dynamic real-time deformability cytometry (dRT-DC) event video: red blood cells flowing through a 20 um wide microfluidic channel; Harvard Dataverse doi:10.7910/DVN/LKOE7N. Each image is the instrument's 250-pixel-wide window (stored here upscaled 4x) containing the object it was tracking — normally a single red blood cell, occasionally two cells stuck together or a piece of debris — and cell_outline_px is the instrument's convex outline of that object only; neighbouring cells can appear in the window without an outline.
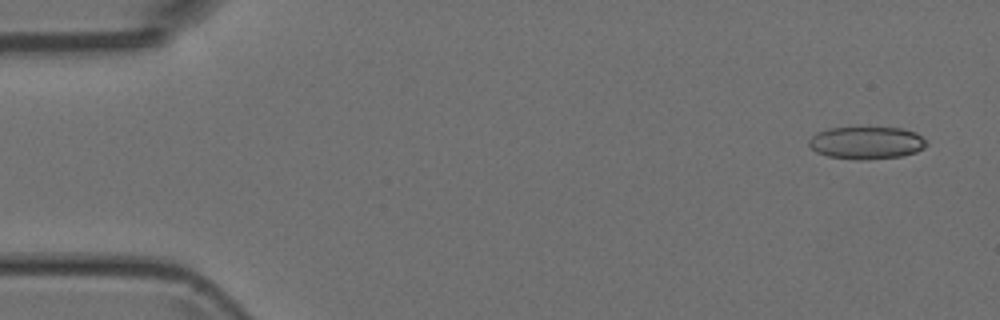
{"species": "Egyptian fruit bat (a non-hibernating species)", "species_latin": "Rousettus aegyptiacus", "temperature_condition": "room temperature", "stored_images_in_passage": 50, "camera_frame_rate_fps": 3000, "um_per_image_px": 0.085, "animal": {"sex": "female"}, "frame": {"image": 1, "passage_image": 2, "time_ms": 0.333, "image_size_px": [1000, 320], "cell_outline_px": [[928, 144], [924, 148], [916, 152], [904, 156], [868, 160], [856, 160], [828, 156], [816, 152], [808, 144], [808, 140], [816, 132], [828, 128], [904, 128], [916, 132], [928, 140]], "centroid_in_image_um": [73.69, 12.15], "position_along_channel_um": 11.3, "area_um2": 22.6}}
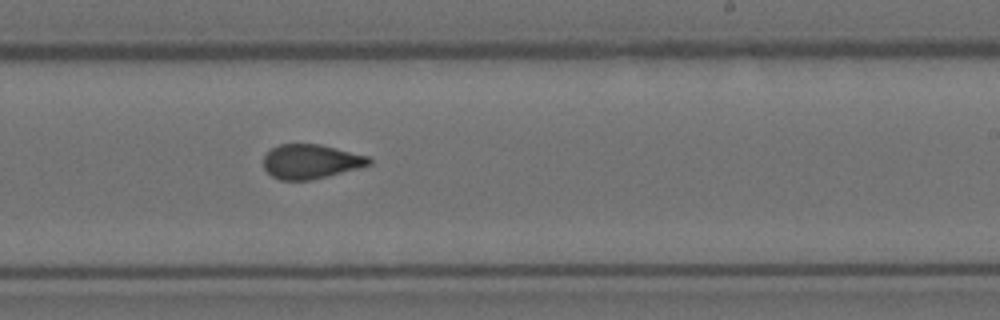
{"frame": {"image": 2, "passage_image": 30, "time_ms": 9.667, "image_size_px": [1000, 320], "cell_outline_px": [[372, 164], [308, 180], [280, 180], [272, 176], [264, 168], [264, 156], [272, 148], [280, 144], [320, 144], [368, 156], [372, 160]], "centroid_in_image_um": [26.39, 13.72], "position_along_channel_um": 262.6, "area_um2": 20.75}}
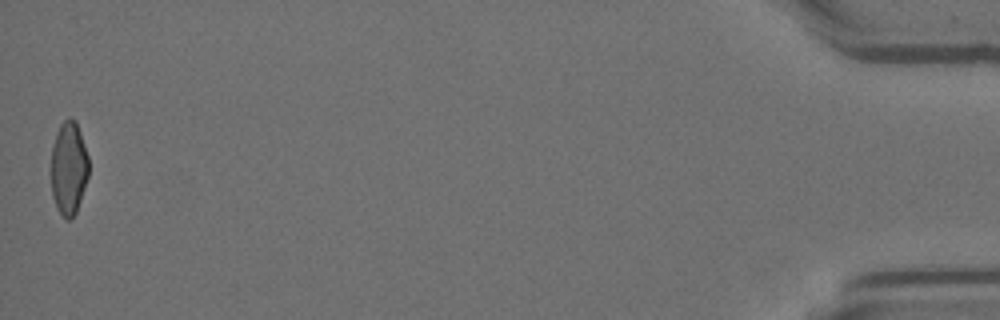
{"frame": {"image": 3, "passage_image": 50, "time_ms": 16.333, "image_size_px": [1000, 320], "cell_outline_px": [[88, 176], [76, 212], [68, 220], [64, 220], [56, 208], [52, 196], [52, 148], [56, 132], [60, 124], [68, 116], [76, 120], [88, 156]], "centroid_in_image_um": [5.83, 14.28], "position_along_channel_um": 429.4, "area_um2": 20.4}}